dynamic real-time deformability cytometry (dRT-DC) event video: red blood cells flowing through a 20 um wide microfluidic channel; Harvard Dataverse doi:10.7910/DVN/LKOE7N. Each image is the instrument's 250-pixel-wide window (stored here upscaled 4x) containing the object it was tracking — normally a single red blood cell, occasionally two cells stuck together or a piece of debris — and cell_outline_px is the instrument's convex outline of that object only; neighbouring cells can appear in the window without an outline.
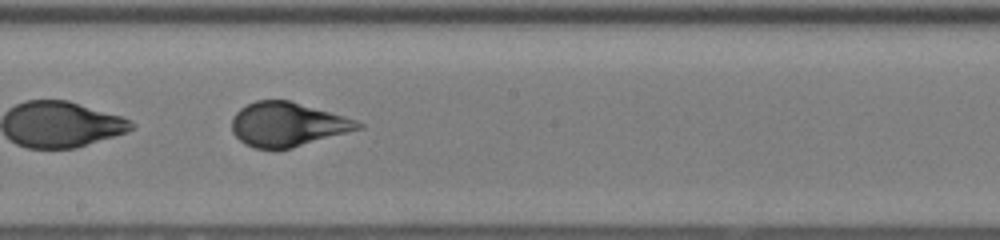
{"species": "human", "species_latin": "Homo sapiens", "temperature_condition": "room temperature", "stored_images_in_passage": 48, "segment_of_instrument_passage": [2, 2], "camera_frame_rate_fps": 3000, "um_per_image_px": 0.085, "donor": {"sex": "female"}, "frame": {"image": 1, "passage_image": 31, "time_ms": 10.0, "image_size_px": [1000, 240], "cell_outline_px": [[364, 128], [292, 148], [276, 152], [256, 148], [244, 144], [232, 132], [232, 116], [240, 108], [256, 100], [288, 100], [344, 116], [356, 120], [364, 124]], "centroid_in_image_um": [24.42, 10.61], "position_along_channel_um": 223.8, "area_um2": 32.83}}
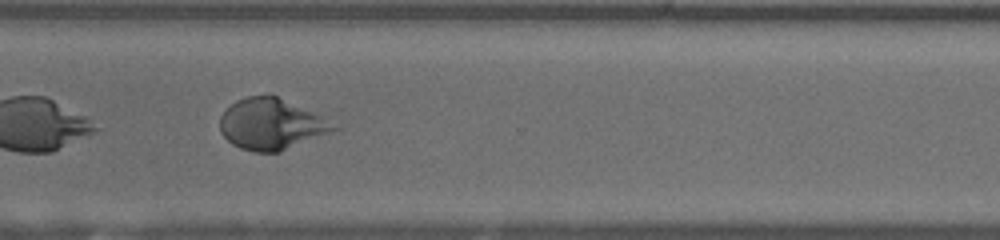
{"frame": {"image": 2, "passage_image": 40, "time_ms": 13.0, "image_size_px": [1000, 240], "cell_outline_px": [[340, 128], [280, 152], [252, 152], [240, 148], [232, 144], [220, 132], [220, 116], [236, 100], [248, 96], [276, 96], [312, 112], [320, 116]], "centroid_in_image_um": [23.01, 10.58], "position_along_channel_um": 347.6, "area_um2": 33.18}}